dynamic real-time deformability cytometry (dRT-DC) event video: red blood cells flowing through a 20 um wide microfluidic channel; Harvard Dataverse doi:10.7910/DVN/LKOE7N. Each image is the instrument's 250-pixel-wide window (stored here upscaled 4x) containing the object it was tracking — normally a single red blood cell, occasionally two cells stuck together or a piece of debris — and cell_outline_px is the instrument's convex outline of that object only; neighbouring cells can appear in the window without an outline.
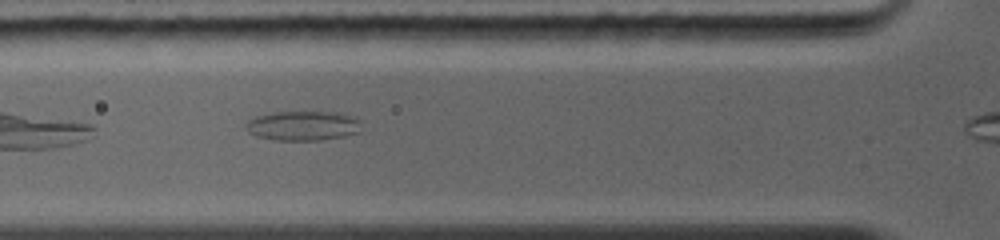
{"species": "common noctule bat (a hibernating species)", "species_latin": "Nyctalus noctula", "temperature_condition": "warm", "stored_images_in_passage": 4, "camera_frame_rate_fps": 5000, "um_per_image_px": 0.085, "animal": {"sex": "female", "body_mass_g": 19.0, "forearm_length_mm": 56.7}, "frame": {"image": 1, "passage_image": 2, "time_ms": 0.8, "image_size_px": [1000, 240], "cell_outline_px": [[356, 132], [344, 136], [320, 140], [272, 140], [256, 136], [248, 132], [244, 128], [244, 124], [248, 120], [256, 116], [276, 112], [340, 112], [356, 116]], "centroid_in_image_um": [25.65, 10.68], "position_along_channel_um": 100.2, "area_um2": 19.77}}